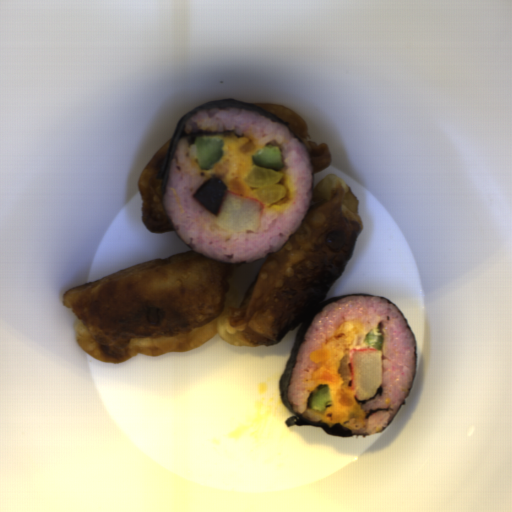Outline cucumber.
Returning a JSON list of instances; mask_svg holds the SVG:
<instances>
[{
    "label": "cucumber",
    "instance_id": "obj_3",
    "mask_svg": "<svg viewBox=\"0 0 512 512\" xmlns=\"http://www.w3.org/2000/svg\"><path fill=\"white\" fill-rule=\"evenodd\" d=\"M331 404L332 401L328 383L320 384L314 388L307 399V407L310 410H316L320 413L325 411Z\"/></svg>",
    "mask_w": 512,
    "mask_h": 512
},
{
    "label": "cucumber",
    "instance_id": "obj_1",
    "mask_svg": "<svg viewBox=\"0 0 512 512\" xmlns=\"http://www.w3.org/2000/svg\"><path fill=\"white\" fill-rule=\"evenodd\" d=\"M223 140L207 137L195 139L196 156L200 169H210L223 157Z\"/></svg>",
    "mask_w": 512,
    "mask_h": 512
},
{
    "label": "cucumber",
    "instance_id": "obj_4",
    "mask_svg": "<svg viewBox=\"0 0 512 512\" xmlns=\"http://www.w3.org/2000/svg\"><path fill=\"white\" fill-rule=\"evenodd\" d=\"M366 348H378L380 351L383 344V331L381 327L375 326L366 333L365 340Z\"/></svg>",
    "mask_w": 512,
    "mask_h": 512
},
{
    "label": "cucumber",
    "instance_id": "obj_2",
    "mask_svg": "<svg viewBox=\"0 0 512 512\" xmlns=\"http://www.w3.org/2000/svg\"><path fill=\"white\" fill-rule=\"evenodd\" d=\"M255 167H262L274 171H280L283 168V155L280 147L275 145H266L259 152L252 155Z\"/></svg>",
    "mask_w": 512,
    "mask_h": 512
}]
</instances>
